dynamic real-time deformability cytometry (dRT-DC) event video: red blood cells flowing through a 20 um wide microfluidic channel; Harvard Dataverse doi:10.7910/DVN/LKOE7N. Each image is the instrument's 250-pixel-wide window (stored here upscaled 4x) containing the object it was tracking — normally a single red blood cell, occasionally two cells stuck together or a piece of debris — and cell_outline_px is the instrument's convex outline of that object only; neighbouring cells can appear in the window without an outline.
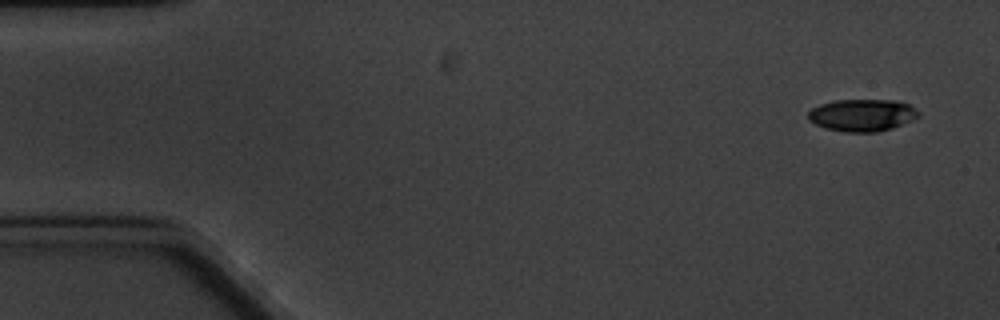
{"species": "common noctule bat (a hibernating species)", "species_latin": "Nyctalus noctula", "temperature_condition": "cold", "stored_images_in_passage": 5, "camera_frame_rate_fps": 3000, "um_per_image_px": 0.085, "animal": {"sex": "male", "body_mass_g": 20.1, "forearm_length_mm": 53.5}, "frame": {"image": 1, "passage_image": 1, "time_ms": 0.0, "image_size_px": [1000, 320], "cell_outline_px": [[920, 116], [912, 120], [892, 128], [876, 132], [844, 132], [824, 128], [808, 120], [808, 112], [812, 108], [820, 104], [836, 100], [892, 100], [908, 104]], "centroid_in_image_um": [73.23, 9.79], "position_along_channel_um": 11.8, "area_um2": 20.52}}
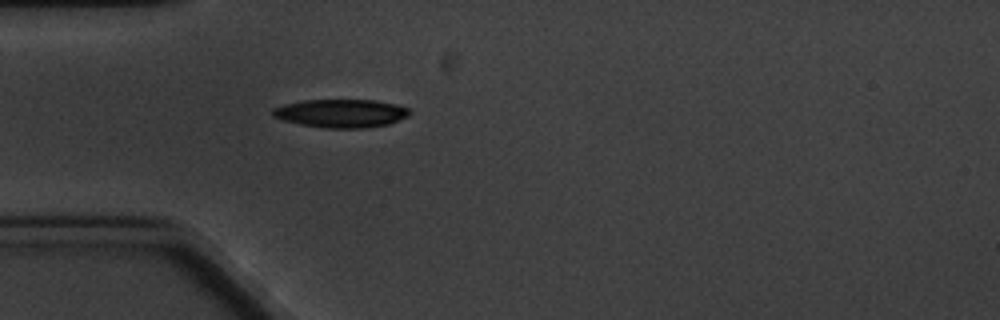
{"frame": {"image": 2, "passage_image": 5, "time_ms": 4.667, "image_size_px": [1000, 320], "cell_outline_px": [[412, 112], [408, 116], [388, 124], [364, 128], [328, 128], [300, 124], [284, 120], [272, 116], [272, 108], [284, 104], [304, 100], [376, 100], [396, 104], [408, 108]], "centroid_in_image_um": [29.0, 9.62], "position_along_channel_um": 56.0, "area_um2": 22.54}}